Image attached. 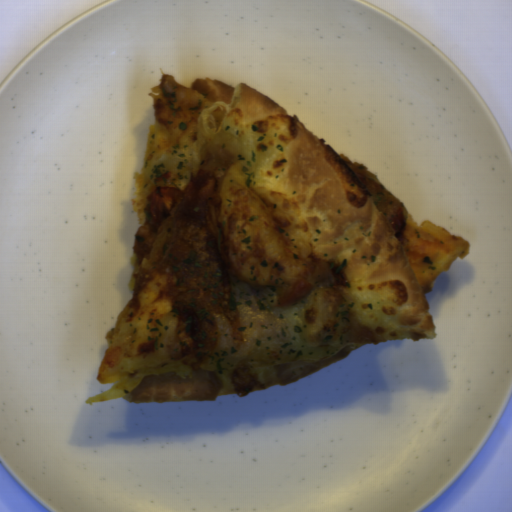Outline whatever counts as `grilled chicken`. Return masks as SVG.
Here are the masks:
<instances>
[{
  "instance_id": "2",
  "label": "grilled chicken",
  "mask_w": 512,
  "mask_h": 512,
  "mask_svg": "<svg viewBox=\"0 0 512 512\" xmlns=\"http://www.w3.org/2000/svg\"><path fill=\"white\" fill-rule=\"evenodd\" d=\"M334 280L335 275L332 272L331 265L323 260L317 262L309 276L296 283L287 296L279 298L277 304L278 306H287L302 301L320 286L333 283Z\"/></svg>"
},
{
  "instance_id": "1",
  "label": "grilled chicken",
  "mask_w": 512,
  "mask_h": 512,
  "mask_svg": "<svg viewBox=\"0 0 512 512\" xmlns=\"http://www.w3.org/2000/svg\"><path fill=\"white\" fill-rule=\"evenodd\" d=\"M221 202L214 178L197 173L165 218L151 250L154 269L169 275L162 296L178 318L169 354L194 367L207 362L217 346V314L230 324L233 337L242 339Z\"/></svg>"
}]
</instances>
